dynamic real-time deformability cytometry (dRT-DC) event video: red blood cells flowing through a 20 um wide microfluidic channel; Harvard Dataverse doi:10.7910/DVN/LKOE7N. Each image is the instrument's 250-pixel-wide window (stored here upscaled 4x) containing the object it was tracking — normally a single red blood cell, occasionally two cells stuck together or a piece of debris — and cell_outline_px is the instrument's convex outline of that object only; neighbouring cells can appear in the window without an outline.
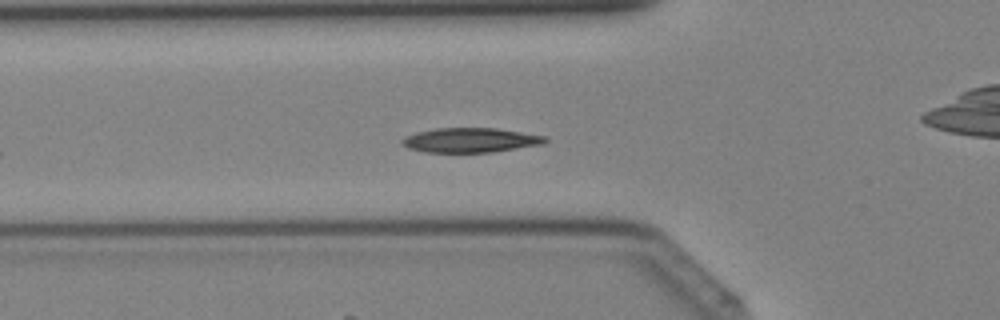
{"species": "Egyptian fruit bat (a non-hibernating species)", "species_latin": "Rousettus aegyptiacus", "temperature_condition": "cold", "stored_images_in_passage": 31, "camera_frame_rate_fps": 3000, "um_per_image_px": 0.085, "animal": {"sex": "female"}, "frame": {"image": 1, "passage_image": 7, "time_ms": 2.0, "image_size_px": [1000, 320], "cell_outline_px": [[548, 140], [544, 144], [492, 152], [424, 152], [408, 148], [400, 144], [400, 140], [404, 136], [416, 132], [436, 128], [496, 128], [544, 136]], "centroid_in_image_um": [39.93, 11.91], "position_along_channel_um": 85.9, "area_um2": 20.52}}
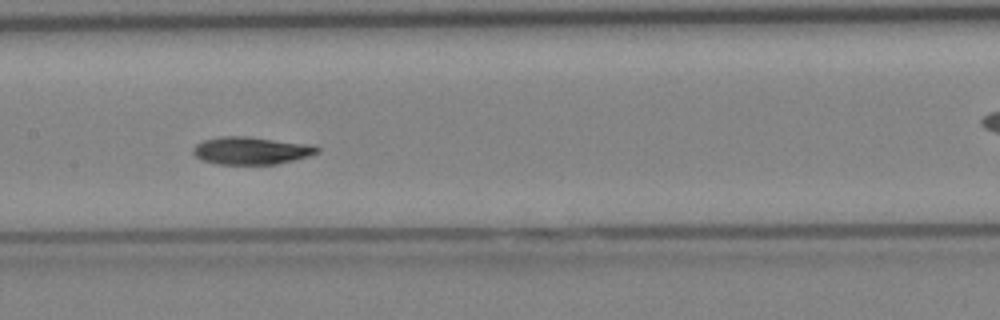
{"frame": {"image": 2, "passage_image": 13, "time_ms": 4.0, "image_size_px": [1000, 320], "cell_outline_px": [[320, 152], [308, 156], [276, 164], [216, 164], [200, 160], [192, 152], [192, 148], [196, 144], [204, 140], [220, 136], [248, 136], [312, 144], [320, 148]], "centroid_in_image_um": [21.34, 12.79], "position_along_channel_um": 186.1, "area_um2": 20.11}}
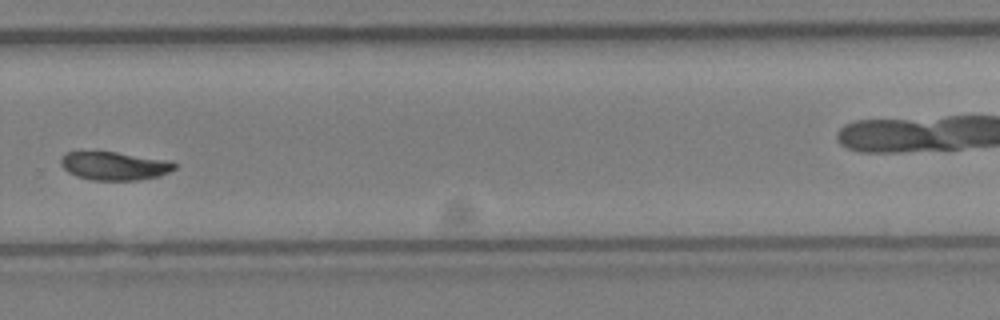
{"frame": {"image": 3, "passage_image": 21, "time_ms": 6.667, "image_size_px": [1000, 320], "cell_outline_px": [[176, 168], [160, 176], [136, 180], [92, 180], [76, 176], [68, 172], [60, 164], [60, 160], [68, 152], [80, 148], [116, 152], [164, 160], [176, 164]], "centroid_in_image_um": [9.62, 14.07], "position_along_channel_um": 320.2, "area_um2": 19.13}}